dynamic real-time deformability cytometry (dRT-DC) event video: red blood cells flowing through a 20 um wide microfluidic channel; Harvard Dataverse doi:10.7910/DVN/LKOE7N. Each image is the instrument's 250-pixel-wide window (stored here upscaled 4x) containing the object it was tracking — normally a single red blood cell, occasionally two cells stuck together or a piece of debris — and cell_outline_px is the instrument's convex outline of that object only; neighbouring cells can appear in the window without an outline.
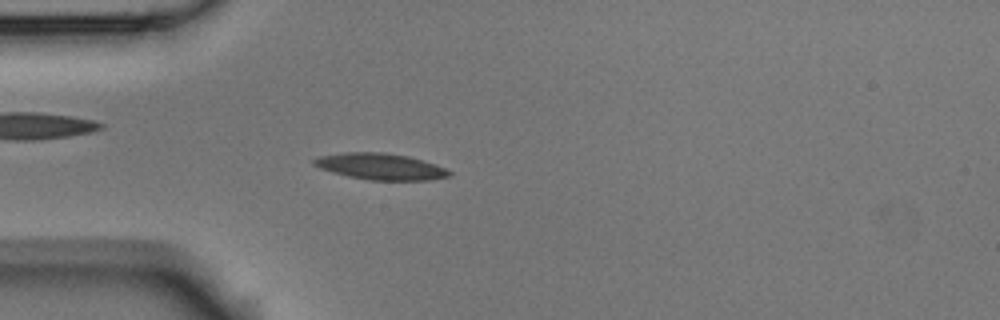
{"species": "Egyptian fruit bat (a non-hibernating species)", "species_latin": "Rousettus aegyptiacus", "temperature_condition": "room temperature", "stored_images_in_passage": 52, "camera_frame_rate_fps": 3000, "um_per_image_px": 0.085, "animal": {"sex": "male"}, "frame": {"image": 1, "passage_image": 14, "time_ms": 4.333, "image_size_px": [1000, 320], "cell_outline_px": [[452, 176], [428, 180], [368, 180], [348, 176], [332, 172], [320, 168], [312, 164], [312, 160], [320, 156], [344, 152], [384, 152], [408, 156], [444, 168], [452, 172]], "centroid_in_image_um": [32.31, 14.15], "position_along_channel_um": 52.7, "area_um2": 20.63}}
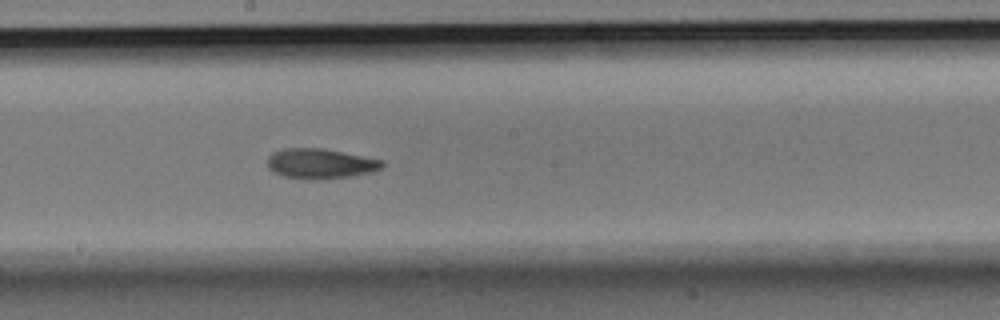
{"frame": {"image": 2, "passage_image": 28, "time_ms": 9.0, "image_size_px": [1000, 320], "cell_outline_px": [[384, 168], [372, 172], [348, 176], [308, 180], [284, 176], [272, 172], [268, 168], [268, 156], [272, 152], [284, 148], [320, 148], [384, 160]], "centroid_in_image_um": [27.21, 13.91], "position_along_channel_um": 221.0, "area_um2": 20.06}}
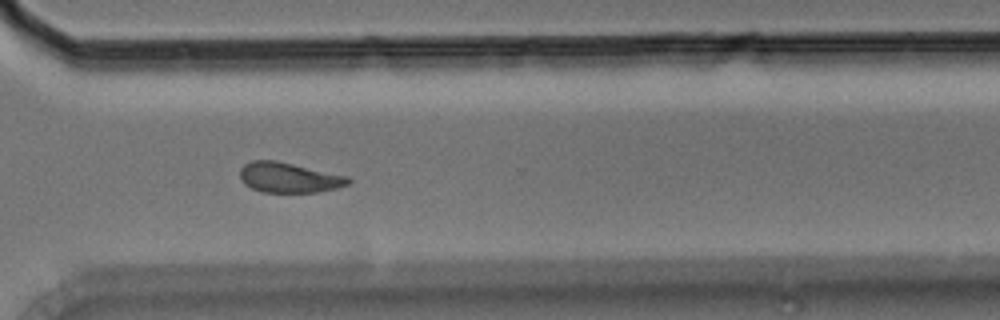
{"frame": {"image": 3, "passage_image": 38, "time_ms": 12.333, "image_size_px": [1000, 320], "cell_outline_px": [[352, 180], [348, 184], [336, 188], [316, 192], [260, 192], [244, 184], [240, 180], [240, 168], [244, 164], [252, 160], [272, 160], [292, 164], [348, 176]], "centroid_in_image_um": [24.52, 15.1], "position_along_channel_um": 346.1, "area_um2": 18.9}, "authors_computed_cell_mechanics": {"area_um2": 19.4208, "velocity_mm_per_s": 3.7601, "shape_relaxation_time_tau1_ms": 8.0311, "shape_relaxation_time_tau2_ms": 5.188, "deformation_change_tau1": 0.1944, "deformation_change_tau2": 0.1174}}